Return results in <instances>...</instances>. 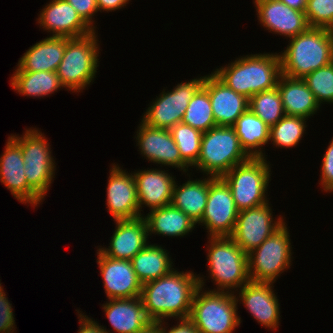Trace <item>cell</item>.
Here are the masks:
<instances>
[{
    "label": "cell",
    "mask_w": 333,
    "mask_h": 333,
    "mask_svg": "<svg viewBox=\"0 0 333 333\" xmlns=\"http://www.w3.org/2000/svg\"><path fill=\"white\" fill-rule=\"evenodd\" d=\"M198 287V275L194 272L173 269L163 277L142 284L144 309L152 321L187 319Z\"/></svg>",
    "instance_id": "obj_1"
},
{
    "label": "cell",
    "mask_w": 333,
    "mask_h": 333,
    "mask_svg": "<svg viewBox=\"0 0 333 333\" xmlns=\"http://www.w3.org/2000/svg\"><path fill=\"white\" fill-rule=\"evenodd\" d=\"M213 73L236 93L250 99L254 94L277 87L281 75L279 53H258L236 58Z\"/></svg>",
    "instance_id": "obj_2"
},
{
    "label": "cell",
    "mask_w": 333,
    "mask_h": 333,
    "mask_svg": "<svg viewBox=\"0 0 333 333\" xmlns=\"http://www.w3.org/2000/svg\"><path fill=\"white\" fill-rule=\"evenodd\" d=\"M289 41L279 54L281 74L285 76L303 79L333 62V37L329 29L309 27Z\"/></svg>",
    "instance_id": "obj_3"
},
{
    "label": "cell",
    "mask_w": 333,
    "mask_h": 333,
    "mask_svg": "<svg viewBox=\"0 0 333 333\" xmlns=\"http://www.w3.org/2000/svg\"><path fill=\"white\" fill-rule=\"evenodd\" d=\"M199 287L192 301L189 319L200 333H233L241 324L236 294L204 290V277L198 275Z\"/></svg>",
    "instance_id": "obj_4"
},
{
    "label": "cell",
    "mask_w": 333,
    "mask_h": 333,
    "mask_svg": "<svg viewBox=\"0 0 333 333\" xmlns=\"http://www.w3.org/2000/svg\"><path fill=\"white\" fill-rule=\"evenodd\" d=\"M249 158L233 126H215L203 132L200 154L193 166L203 175L218 178Z\"/></svg>",
    "instance_id": "obj_5"
},
{
    "label": "cell",
    "mask_w": 333,
    "mask_h": 333,
    "mask_svg": "<svg viewBox=\"0 0 333 333\" xmlns=\"http://www.w3.org/2000/svg\"><path fill=\"white\" fill-rule=\"evenodd\" d=\"M207 238L208 278L217 286L209 290L235 293L250 281L247 254L231 237Z\"/></svg>",
    "instance_id": "obj_6"
},
{
    "label": "cell",
    "mask_w": 333,
    "mask_h": 333,
    "mask_svg": "<svg viewBox=\"0 0 333 333\" xmlns=\"http://www.w3.org/2000/svg\"><path fill=\"white\" fill-rule=\"evenodd\" d=\"M96 30L86 36L68 38L63 59L56 71L61 85L72 93L93 83L99 67V38Z\"/></svg>",
    "instance_id": "obj_7"
},
{
    "label": "cell",
    "mask_w": 333,
    "mask_h": 333,
    "mask_svg": "<svg viewBox=\"0 0 333 333\" xmlns=\"http://www.w3.org/2000/svg\"><path fill=\"white\" fill-rule=\"evenodd\" d=\"M270 176L271 167L266 157H250L221 178L230 187L237 210L242 211L269 202L266 194Z\"/></svg>",
    "instance_id": "obj_8"
},
{
    "label": "cell",
    "mask_w": 333,
    "mask_h": 333,
    "mask_svg": "<svg viewBox=\"0 0 333 333\" xmlns=\"http://www.w3.org/2000/svg\"><path fill=\"white\" fill-rule=\"evenodd\" d=\"M33 128V129H32ZM30 127L21 135H10L21 147L24 173L28 186L42 199L53 178H55L56 163L52 156L51 145L45 135L37 128Z\"/></svg>",
    "instance_id": "obj_9"
},
{
    "label": "cell",
    "mask_w": 333,
    "mask_h": 333,
    "mask_svg": "<svg viewBox=\"0 0 333 333\" xmlns=\"http://www.w3.org/2000/svg\"><path fill=\"white\" fill-rule=\"evenodd\" d=\"M292 245L286 222L259 247L247 254L252 282L274 283L292 265Z\"/></svg>",
    "instance_id": "obj_10"
},
{
    "label": "cell",
    "mask_w": 333,
    "mask_h": 333,
    "mask_svg": "<svg viewBox=\"0 0 333 333\" xmlns=\"http://www.w3.org/2000/svg\"><path fill=\"white\" fill-rule=\"evenodd\" d=\"M204 76L177 83L170 91H163L152 100L141 121L153 128L170 130L182 122L184 113L195 92L203 85Z\"/></svg>",
    "instance_id": "obj_11"
},
{
    "label": "cell",
    "mask_w": 333,
    "mask_h": 333,
    "mask_svg": "<svg viewBox=\"0 0 333 333\" xmlns=\"http://www.w3.org/2000/svg\"><path fill=\"white\" fill-rule=\"evenodd\" d=\"M239 211L232 192L221 178L209 176V192L201 221L208 237H230L234 231Z\"/></svg>",
    "instance_id": "obj_12"
},
{
    "label": "cell",
    "mask_w": 333,
    "mask_h": 333,
    "mask_svg": "<svg viewBox=\"0 0 333 333\" xmlns=\"http://www.w3.org/2000/svg\"><path fill=\"white\" fill-rule=\"evenodd\" d=\"M270 203L239 211L235 228L230 236L248 254L259 247L284 223V216L272 215Z\"/></svg>",
    "instance_id": "obj_13"
},
{
    "label": "cell",
    "mask_w": 333,
    "mask_h": 333,
    "mask_svg": "<svg viewBox=\"0 0 333 333\" xmlns=\"http://www.w3.org/2000/svg\"><path fill=\"white\" fill-rule=\"evenodd\" d=\"M135 138L140 155L149 162L178 168L183 173L189 172L190 167L182 158L179 149L173 140L170 130L153 128L140 122Z\"/></svg>",
    "instance_id": "obj_14"
},
{
    "label": "cell",
    "mask_w": 333,
    "mask_h": 333,
    "mask_svg": "<svg viewBox=\"0 0 333 333\" xmlns=\"http://www.w3.org/2000/svg\"><path fill=\"white\" fill-rule=\"evenodd\" d=\"M106 187L108 212L114 220L135 219L140 214L136 181L133 173H128L113 163L109 170Z\"/></svg>",
    "instance_id": "obj_15"
},
{
    "label": "cell",
    "mask_w": 333,
    "mask_h": 333,
    "mask_svg": "<svg viewBox=\"0 0 333 333\" xmlns=\"http://www.w3.org/2000/svg\"><path fill=\"white\" fill-rule=\"evenodd\" d=\"M257 20L268 32L292 38L307 30L304 11L294 9L280 0H253Z\"/></svg>",
    "instance_id": "obj_16"
},
{
    "label": "cell",
    "mask_w": 333,
    "mask_h": 333,
    "mask_svg": "<svg viewBox=\"0 0 333 333\" xmlns=\"http://www.w3.org/2000/svg\"><path fill=\"white\" fill-rule=\"evenodd\" d=\"M97 264L108 299L141 297L142 283L138 280L131 260L105 256L97 247Z\"/></svg>",
    "instance_id": "obj_17"
},
{
    "label": "cell",
    "mask_w": 333,
    "mask_h": 333,
    "mask_svg": "<svg viewBox=\"0 0 333 333\" xmlns=\"http://www.w3.org/2000/svg\"><path fill=\"white\" fill-rule=\"evenodd\" d=\"M5 145L0 156V182L20 203L35 208L43 200L27 184L21 147L11 136Z\"/></svg>",
    "instance_id": "obj_18"
},
{
    "label": "cell",
    "mask_w": 333,
    "mask_h": 333,
    "mask_svg": "<svg viewBox=\"0 0 333 333\" xmlns=\"http://www.w3.org/2000/svg\"><path fill=\"white\" fill-rule=\"evenodd\" d=\"M274 283L249 281L235 292L237 302L243 304L259 324L270 330H277L280 320V304L274 293Z\"/></svg>",
    "instance_id": "obj_19"
},
{
    "label": "cell",
    "mask_w": 333,
    "mask_h": 333,
    "mask_svg": "<svg viewBox=\"0 0 333 333\" xmlns=\"http://www.w3.org/2000/svg\"><path fill=\"white\" fill-rule=\"evenodd\" d=\"M39 12L37 23L50 36L77 38L95 31L66 0H51Z\"/></svg>",
    "instance_id": "obj_20"
},
{
    "label": "cell",
    "mask_w": 333,
    "mask_h": 333,
    "mask_svg": "<svg viewBox=\"0 0 333 333\" xmlns=\"http://www.w3.org/2000/svg\"><path fill=\"white\" fill-rule=\"evenodd\" d=\"M115 231L107 247L99 250L114 259L131 260L149 242L147 223L143 216L135 219L113 220Z\"/></svg>",
    "instance_id": "obj_21"
},
{
    "label": "cell",
    "mask_w": 333,
    "mask_h": 333,
    "mask_svg": "<svg viewBox=\"0 0 333 333\" xmlns=\"http://www.w3.org/2000/svg\"><path fill=\"white\" fill-rule=\"evenodd\" d=\"M203 86L208 90L217 126H233L248 109L249 99L229 88L213 72L204 76Z\"/></svg>",
    "instance_id": "obj_22"
},
{
    "label": "cell",
    "mask_w": 333,
    "mask_h": 333,
    "mask_svg": "<svg viewBox=\"0 0 333 333\" xmlns=\"http://www.w3.org/2000/svg\"><path fill=\"white\" fill-rule=\"evenodd\" d=\"M167 171L158 167L133 172L140 214L144 206L153 210L171 204L176 178Z\"/></svg>",
    "instance_id": "obj_23"
},
{
    "label": "cell",
    "mask_w": 333,
    "mask_h": 333,
    "mask_svg": "<svg viewBox=\"0 0 333 333\" xmlns=\"http://www.w3.org/2000/svg\"><path fill=\"white\" fill-rule=\"evenodd\" d=\"M102 309L114 333H135L152 321L141 297L108 299Z\"/></svg>",
    "instance_id": "obj_24"
},
{
    "label": "cell",
    "mask_w": 333,
    "mask_h": 333,
    "mask_svg": "<svg viewBox=\"0 0 333 333\" xmlns=\"http://www.w3.org/2000/svg\"><path fill=\"white\" fill-rule=\"evenodd\" d=\"M277 88L281 95L285 115L308 119L320 110L321 106L303 79L281 74Z\"/></svg>",
    "instance_id": "obj_25"
},
{
    "label": "cell",
    "mask_w": 333,
    "mask_h": 333,
    "mask_svg": "<svg viewBox=\"0 0 333 333\" xmlns=\"http://www.w3.org/2000/svg\"><path fill=\"white\" fill-rule=\"evenodd\" d=\"M67 37L49 36L32 45L19 59L23 71L56 72L66 48Z\"/></svg>",
    "instance_id": "obj_26"
},
{
    "label": "cell",
    "mask_w": 333,
    "mask_h": 333,
    "mask_svg": "<svg viewBox=\"0 0 333 333\" xmlns=\"http://www.w3.org/2000/svg\"><path fill=\"white\" fill-rule=\"evenodd\" d=\"M149 211L146 216L143 215L147 223L148 236L157 234L169 238L184 237L196 227L191 218L172 204Z\"/></svg>",
    "instance_id": "obj_27"
},
{
    "label": "cell",
    "mask_w": 333,
    "mask_h": 333,
    "mask_svg": "<svg viewBox=\"0 0 333 333\" xmlns=\"http://www.w3.org/2000/svg\"><path fill=\"white\" fill-rule=\"evenodd\" d=\"M202 178L189 179L182 185L175 182L171 201L174 207L183 211L196 224L201 221L209 192V176Z\"/></svg>",
    "instance_id": "obj_28"
},
{
    "label": "cell",
    "mask_w": 333,
    "mask_h": 333,
    "mask_svg": "<svg viewBox=\"0 0 333 333\" xmlns=\"http://www.w3.org/2000/svg\"><path fill=\"white\" fill-rule=\"evenodd\" d=\"M233 128L241 147L250 157H265L263 147L269 143L270 127L257 115L248 108L236 120Z\"/></svg>",
    "instance_id": "obj_29"
},
{
    "label": "cell",
    "mask_w": 333,
    "mask_h": 333,
    "mask_svg": "<svg viewBox=\"0 0 333 333\" xmlns=\"http://www.w3.org/2000/svg\"><path fill=\"white\" fill-rule=\"evenodd\" d=\"M163 248L148 243L131 259L133 270L142 284L163 277L174 269L170 252Z\"/></svg>",
    "instance_id": "obj_30"
},
{
    "label": "cell",
    "mask_w": 333,
    "mask_h": 333,
    "mask_svg": "<svg viewBox=\"0 0 333 333\" xmlns=\"http://www.w3.org/2000/svg\"><path fill=\"white\" fill-rule=\"evenodd\" d=\"M16 66L15 72L10 77V85L20 95L43 98L64 88L56 72L23 71L18 65Z\"/></svg>",
    "instance_id": "obj_31"
},
{
    "label": "cell",
    "mask_w": 333,
    "mask_h": 333,
    "mask_svg": "<svg viewBox=\"0 0 333 333\" xmlns=\"http://www.w3.org/2000/svg\"><path fill=\"white\" fill-rule=\"evenodd\" d=\"M182 123H185L201 132H206L217 126L214 120L212 105L208 90L202 85L190 100Z\"/></svg>",
    "instance_id": "obj_32"
},
{
    "label": "cell",
    "mask_w": 333,
    "mask_h": 333,
    "mask_svg": "<svg viewBox=\"0 0 333 333\" xmlns=\"http://www.w3.org/2000/svg\"><path fill=\"white\" fill-rule=\"evenodd\" d=\"M306 118L285 115L270 127L269 141L277 148H292L299 144L307 127Z\"/></svg>",
    "instance_id": "obj_33"
},
{
    "label": "cell",
    "mask_w": 333,
    "mask_h": 333,
    "mask_svg": "<svg viewBox=\"0 0 333 333\" xmlns=\"http://www.w3.org/2000/svg\"><path fill=\"white\" fill-rule=\"evenodd\" d=\"M248 108L269 127L275 125L285 116L281 95L277 87L254 94L249 99Z\"/></svg>",
    "instance_id": "obj_34"
},
{
    "label": "cell",
    "mask_w": 333,
    "mask_h": 333,
    "mask_svg": "<svg viewBox=\"0 0 333 333\" xmlns=\"http://www.w3.org/2000/svg\"><path fill=\"white\" fill-rule=\"evenodd\" d=\"M170 132L181 158L193 168L200 154L203 132L182 122L173 126Z\"/></svg>",
    "instance_id": "obj_35"
},
{
    "label": "cell",
    "mask_w": 333,
    "mask_h": 333,
    "mask_svg": "<svg viewBox=\"0 0 333 333\" xmlns=\"http://www.w3.org/2000/svg\"><path fill=\"white\" fill-rule=\"evenodd\" d=\"M303 80L320 106L325 102L333 103V62L311 72Z\"/></svg>",
    "instance_id": "obj_36"
},
{
    "label": "cell",
    "mask_w": 333,
    "mask_h": 333,
    "mask_svg": "<svg viewBox=\"0 0 333 333\" xmlns=\"http://www.w3.org/2000/svg\"><path fill=\"white\" fill-rule=\"evenodd\" d=\"M304 13L310 27L330 29L333 25V0H307Z\"/></svg>",
    "instance_id": "obj_37"
},
{
    "label": "cell",
    "mask_w": 333,
    "mask_h": 333,
    "mask_svg": "<svg viewBox=\"0 0 333 333\" xmlns=\"http://www.w3.org/2000/svg\"><path fill=\"white\" fill-rule=\"evenodd\" d=\"M0 280V333H14L17 328L12 304L9 302Z\"/></svg>",
    "instance_id": "obj_38"
},
{
    "label": "cell",
    "mask_w": 333,
    "mask_h": 333,
    "mask_svg": "<svg viewBox=\"0 0 333 333\" xmlns=\"http://www.w3.org/2000/svg\"><path fill=\"white\" fill-rule=\"evenodd\" d=\"M321 164V176H320V185L322 187V191L325 192H333V137L331 141H329V145L323 154Z\"/></svg>",
    "instance_id": "obj_39"
},
{
    "label": "cell",
    "mask_w": 333,
    "mask_h": 333,
    "mask_svg": "<svg viewBox=\"0 0 333 333\" xmlns=\"http://www.w3.org/2000/svg\"><path fill=\"white\" fill-rule=\"evenodd\" d=\"M81 16V18L93 29L97 27L94 26V16L99 12L96 0H66Z\"/></svg>",
    "instance_id": "obj_40"
},
{
    "label": "cell",
    "mask_w": 333,
    "mask_h": 333,
    "mask_svg": "<svg viewBox=\"0 0 333 333\" xmlns=\"http://www.w3.org/2000/svg\"><path fill=\"white\" fill-rule=\"evenodd\" d=\"M79 318V330L77 333H113L106 329V327L99 325L93 318L88 317L82 311L76 310ZM80 313V314H79Z\"/></svg>",
    "instance_id": "obj_41"
},
{
    "label": "cell",
    "mask_w": 333,
    "mask_h": 333,
    "mask_svg": "<svg viewBox=\"0 0 333 333\" xmlns=\"http://www.w3.org/2000/svg\"><path fill=\"white\" fill-rule=\"evenodd\" d=\"M178 320L177 325H173L170 329L167 326L168 323L162 320V333H200L189 318Z\"/></svg>",
    "instance_id": "obj_42"
},
{
    "label": "cell",
    "mask_w": 333,
    "mask_h": 333,
    "mask_svg": "<svg viewBox=\"0 0 333 333\" xmlns=\"http://www.w3.org/2000/svg\"><path fill=\"white\" fill-rule=\"evenodd\" d=\"M99 11L112 12L121 9L126 4H129L130 0H96Z\"/></svg>",
    "instance_id": "obj_43"
},
{
    "label": "cell",
    "mask_w": 333,
    "mask_h": 333,
    "mask_svg": "<svg viewBox=\"0 0 333 333\" xmlns=\"http://www.w3.org/2000/svg\"><path fill=\"white\" fill-rule=\"evenodd\" d=\"M135 333H162V321H151L147 326Z\"/></svg>",
    "instance_id": "obj_44"
},
{
    "label": "cell",
    "mask_w": 333,
    "mask_h": 333,
    "mask_svg": "<svg viewBox=\"0 0 333 333\" xmlns=\"http://www.w3.org/2000/svg\"><path fill=\"white\" fill-rule=\"evenodd\" d=\"M291 8L298 9L301 11L305 10L307 0H280Z\"/></svg>",
    "instance_id": "obj_45"
},
{
    "label": "cell",
    "mask_w": 333,
    "mask_h": 333,
    "mask_svg": "<svg viewBox=\"0 0 333 333\" xmlns=\"http://www.w3.org/2000/svg\"><path fill=\"white\" fill-rule=\"evenodd\" d=\"M329 31H330V34H331L332 37H333V25L330 27Z\"/></svg>",
    "instance_id": "obj_46"
}]
</instances>
